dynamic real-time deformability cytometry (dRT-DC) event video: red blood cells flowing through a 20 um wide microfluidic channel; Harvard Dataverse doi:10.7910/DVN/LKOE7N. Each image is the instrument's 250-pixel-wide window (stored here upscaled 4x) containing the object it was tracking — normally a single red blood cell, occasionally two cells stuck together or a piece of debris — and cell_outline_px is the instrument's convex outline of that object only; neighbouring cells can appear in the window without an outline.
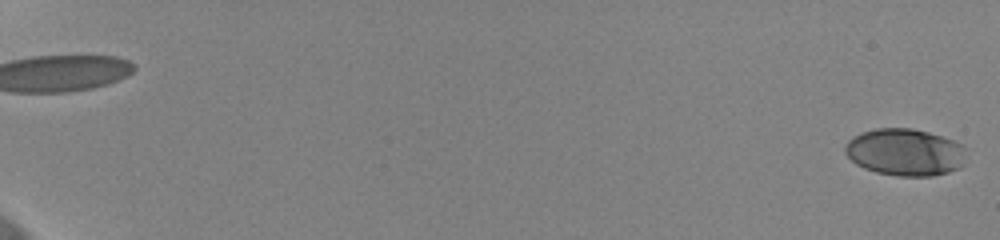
{"species": "human", "species_latin": "Homo sapiens", "temperature_condition": "cold", "stored_images_in_passage": 56, "camera_frame_rate_fps": 3000, "um_per_image_px": 0.085, "donor": {"sex": "female"}, "frame": {"image": 1, "passage_image": 1, "time_ms": 0.0, "image_size_px": [1000, 240], "cell_outline_px": [[964, 148], [960, 168], [948, 172], [932, 176], [900, 176], [876, 172], [864, 168], [856, 164], [844, 152], [844, 148], [848, 140], [852, 136], [860, 132], [876, 128], [912, 128], [928, 132], [952, 140], [960, 144]], "centroid_in_image_um": [76.86, 12.93], "position_along_channel_um": 8.1, "area_um2": 33.06}}
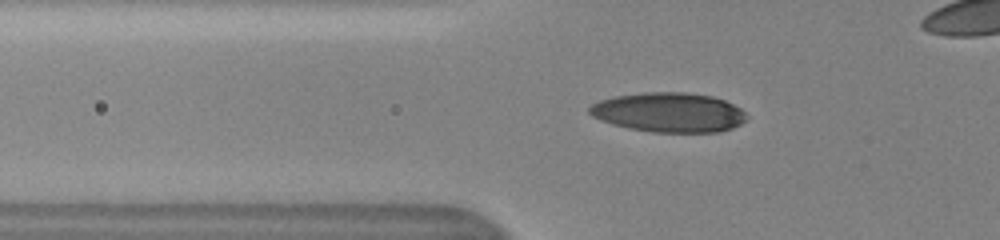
{"frame": {"image": 2, "passage_image": 24, "time_ms": 7.667, "image_size_px": [1000, 240], "cell_outline_px": [[748, 116], [740, 124], [732, 128], [720, 132], [652, 132], [628, 128], [612, 124], [600, 120], [592, 116], [588, 112], [588, 108], [592, 104], [600, 100], [616, 96], [644, 92], [684, 92], [712, 96], [724, 100], [740, 108]], "centroid_in_image_um": [56.84, 9.55], "position_along_channel_um": 69.0, "area_um2": 36.24}}
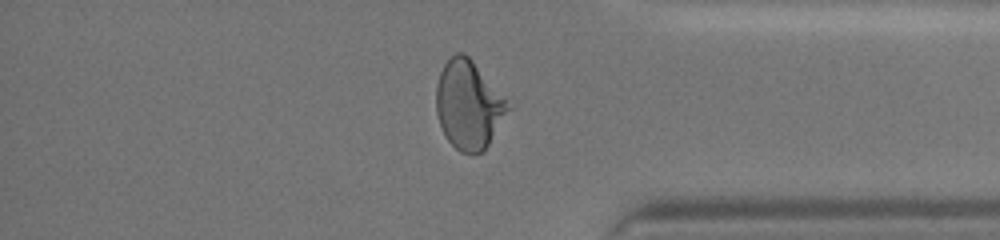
{"frame": {"image": 3, "passage_image": 52, "time_ms": 17.0, "image_size_px": [1000, 240], "cell_outline_px": [[512, 108], [484, 152], [460, 152], [448, 140], [440, 124], [436, 112], [436, 84], [440, 72], [444, 64], [456, 52], [464, 52], [472, 60], [508, 100]], "centroid_in_image_um": [39.85, 8.91], "position_along_channel_um": 395.3, "area_um2": 37.05}}